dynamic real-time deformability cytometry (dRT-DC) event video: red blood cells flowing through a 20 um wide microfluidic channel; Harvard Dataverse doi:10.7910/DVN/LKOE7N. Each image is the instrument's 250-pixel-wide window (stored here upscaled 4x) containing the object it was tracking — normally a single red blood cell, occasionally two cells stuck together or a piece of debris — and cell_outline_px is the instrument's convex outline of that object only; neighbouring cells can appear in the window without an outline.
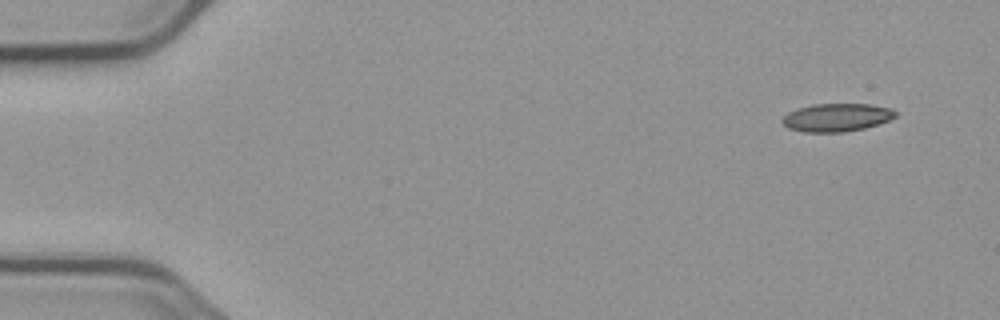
{"species": "common noctule bat (a hibernating species)", "species_latin": "Nyctalus noctula", "temperature_condition": "cold", "stored_images_in_passage": 7, "camera_frame_rate_fps": 3000, "um_per_image_px": 0.085, "animal": {"sex": "male", "body_mass_g": 23.1, "forearm_length_mm": 52.7}, "frame": {"image": 1, "passage_image": 1, "time_ms": 0.0, "image_size_px": [1000, 320], "cell_outline_px": [[896, 116], [888, 120], [864, 128], [844, 132], [804, 132], [788, 128], [780, 120], [788, 112], [796, 108], [812, 104], [872, 104], [892, 108], [896, 112]], "centroid_in_image_um": [71.09, 9.97], "position_along_channel_um": 13.9, "area_um2": 18.55}}
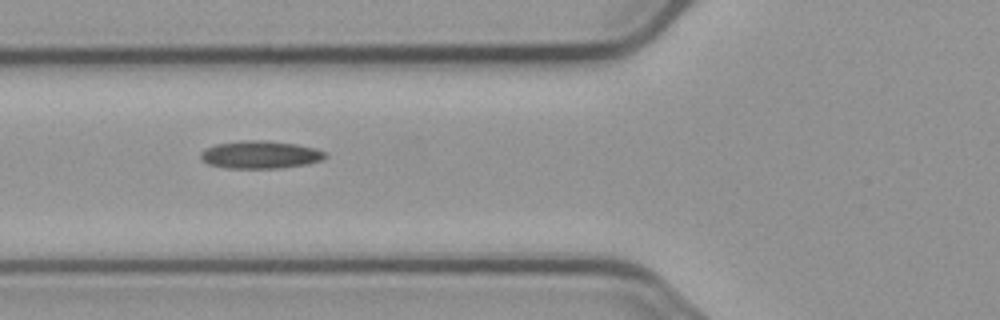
{"frame": {"image": 2, "passage_image": 6, "time_ms": 5.667, "image_size_px": [1000, 320], "cell_outline_px": [[328, 156], [324, 160], [308, 164], [280, 168], [224, 168], [208, 164], [200, 156], [200, 152], [204, 148], [216, 144], [244, 140], [264, 140], [296, 144], [316, 148], [328, 152]], "centroid_in_image_um": [22.17, 13.15], "position_along_channel_um": 103.6, "area_um2": 20.4}}
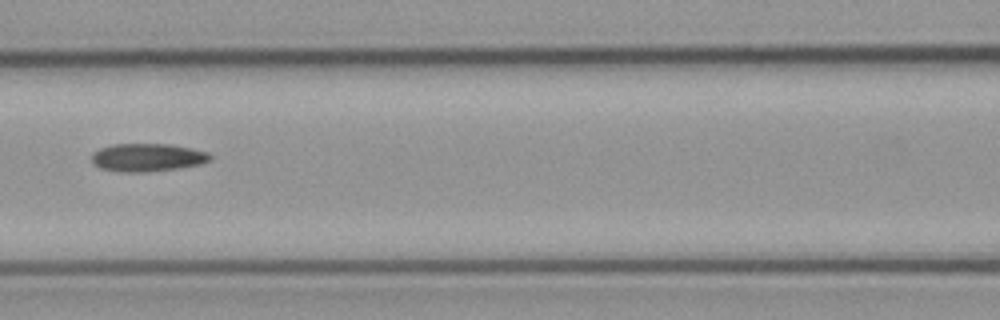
{"frame": {"image": 3, "passage_image": 7, "time_ms": 7.0, "image_size_px": [1000, 320], "cell_outline_px": [[212, 160], [200, 164], [180, 168], [148, 172], [116, 172], [100, 168], [92, 164], [92, 152], [100, 148], [112, 144], [168, 144], [192, 148], [208, 152], [212, 156]], "centroid_in_image_um": [12.52, 13.39], "position_along_channel_um": 154.1, "area_um2": 19.65}}